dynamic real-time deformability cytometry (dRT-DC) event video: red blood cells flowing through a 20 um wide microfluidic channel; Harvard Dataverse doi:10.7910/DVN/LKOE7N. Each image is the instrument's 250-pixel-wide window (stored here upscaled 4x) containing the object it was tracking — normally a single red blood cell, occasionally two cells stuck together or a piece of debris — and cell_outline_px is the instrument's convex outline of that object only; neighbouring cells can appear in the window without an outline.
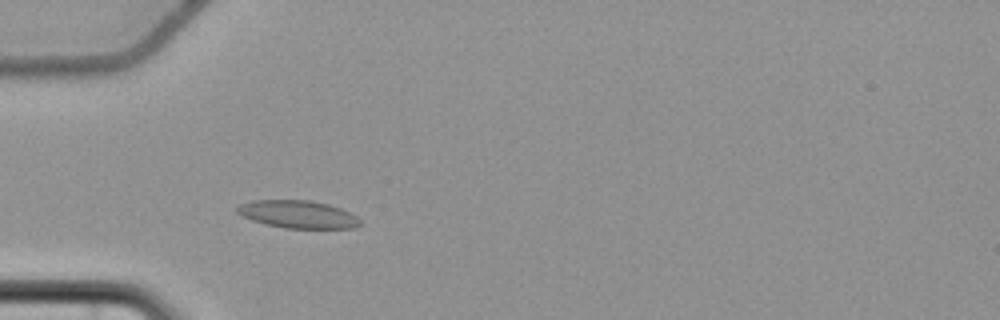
{"species": "common noctule bat (a hibernating species)", "species_latin": "Nyctalus noctula", "temperature_condition": "cold", "stored_images_in_passage": 51, "camera_frame_rate_fps": 3000, "um_per_image_px": 0.085, "animal": {"sex": "female", "body_mass_g": 22.7, "forearm_length_mm": 54.2}, "frame": {"image": 1, "passage_image": 12, "time_ms": 3.667, "image_size_px": [1000, 320], "cell_outline_px": [[364, 224], [356, 228], [284, 228], [264, 224], [240, 216], [236, 212], [236, 208], [240, 204], [252, 200], [308, 200], [328, 204], [340, 208], [356, 216]], "centroid_in_image_um": [25.31, 18.22], "position_along_channel_um": 59.7, "area_um2": 20.0}}
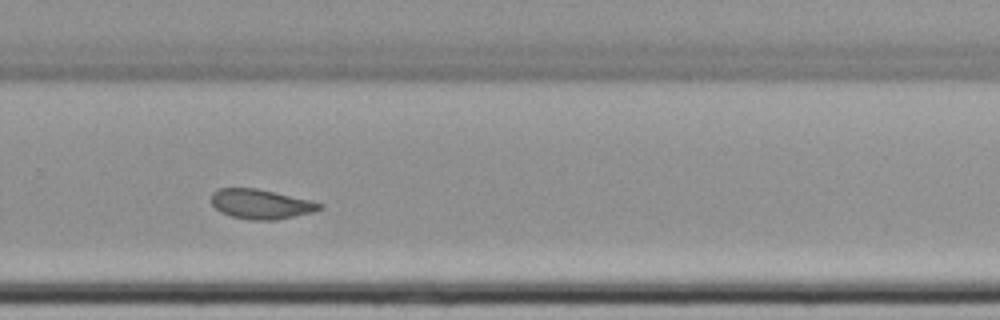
{"frame": {"image": 2, "passage_image": 33, "time_ms": 10.667, "image_size_px": [1000, 320], "cell_outline_px": [[324, 208], [312, 212], [276, 220], [252, 220], [232, 216], [220, 212], [212, 204], [212, 192], [216, 188], [256, 188], [308, 200], [324, 204]], "centroid_in_image_um": [22.16, 17.35], "position_along_channel_um": 307.6, "area_um2": 18.55}}
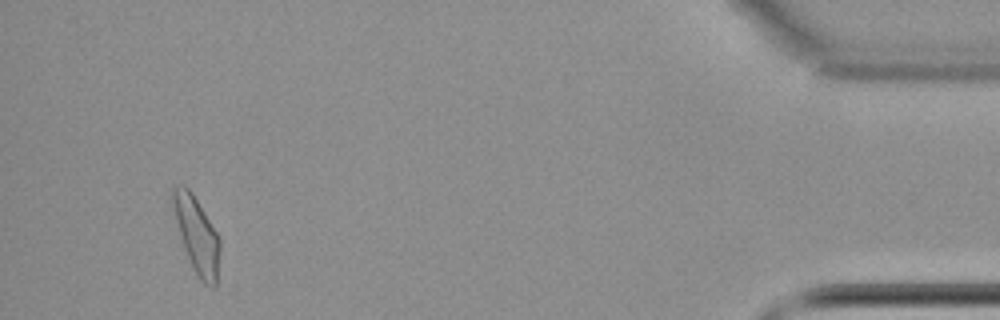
{"frame": {"image": 3, "passage_image": 48, "time_ms": 15.667, "image_size_px": [1000, 320], "cell_outline_px": [[220, 248], [216, 288], [212, 288], [204, 284], [200, 280], [184, 248], [176, 220], [172, 200], [172, 188], [180, 184], [184, 184], [192, 192], [216, 232], [220, 240]], "centroid_in_image_um": [16.74, 19.98], "position_along_channel_um": 418.5, "area_um2": 20.35}, "authors_computed_cell_mechanics": {"area_um2": 19.4208, "velocity_mm_per_s": 3.6454, "shape_relaxation_time_tau1_ms": null, "shape_relaxation_time_tau2_ms": 2.9913, "deformation_change_tau1": null, "deformation_change_tau2": 0.0825}}